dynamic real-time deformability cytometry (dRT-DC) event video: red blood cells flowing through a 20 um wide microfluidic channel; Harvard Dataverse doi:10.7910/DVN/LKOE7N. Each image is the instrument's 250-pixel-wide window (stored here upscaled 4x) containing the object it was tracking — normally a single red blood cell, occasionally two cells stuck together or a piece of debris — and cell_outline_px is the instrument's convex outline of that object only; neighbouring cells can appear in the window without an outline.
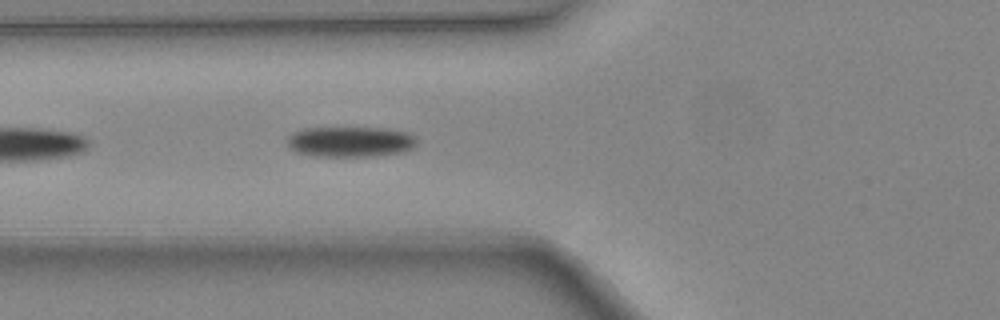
{"species": "common noctule bat (a hibernating species)", "species_latin": "Nyctalus noctula", "temperature_condition": "warm", "stored_images_in_passage": 4, "camera_frame_rate_fps": 3000, "um_per_image_px": 0.085, "animal": {"sex": "female", "body_mass_g": 24.6, "forearm_length_mm": 56.2}, "frame": {"image": 1, "passage_image": 4, "time_ms": 1.0, "image_size_px": [1000, 320], "cell_outline_px": [[416, 144], [412, 148], [404, 152], [376, 156], [312, 156], [296, 152], [288, 148], [288, 136], [292, 132], [304, 128], [388, 128], [408, 132], [416, 136]], "centroid_in_image_um": [29.79, 12.05], "position_along_channel_um": 96.0, "area_um2": 23.29}}